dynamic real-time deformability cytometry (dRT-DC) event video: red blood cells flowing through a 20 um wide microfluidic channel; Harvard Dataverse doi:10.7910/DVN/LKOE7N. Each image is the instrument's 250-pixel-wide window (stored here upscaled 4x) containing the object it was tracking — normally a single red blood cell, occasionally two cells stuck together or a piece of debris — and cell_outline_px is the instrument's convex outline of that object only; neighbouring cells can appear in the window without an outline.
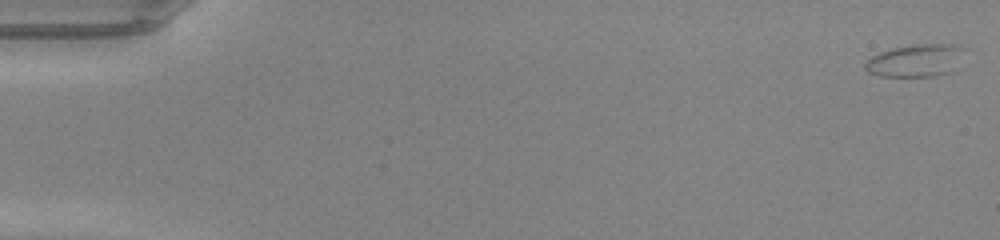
{"species": "common noctule bat (a hibernating species)", "species_latin": "Nyctalus noctula", "temperature_condition": "warm", "stored_images_in_passage": 49, "camera_frame_rate_fps": 3000, "um_per_image_px": 0.085, "animal": {"sex": "male", "body_mass_g": 20.0, "forearm_length_mm": 53.3}, "frame": {"image": 1, "passage_image": 1, "time_ms": 0.0, "image_size_px": [1000, 240], "cell_outline_px": [[968, 48], [948, 72], [936, 76], [880, 76], [868, 72], [864, 68], [864, 64], [872, 56], [880, 52], [892, 48], [912, 44], [960, 44]], "centroid_in_image_um": [77.82, 5.12], "position_along_channel_um": 7.2, "area_um2": 18.79}}
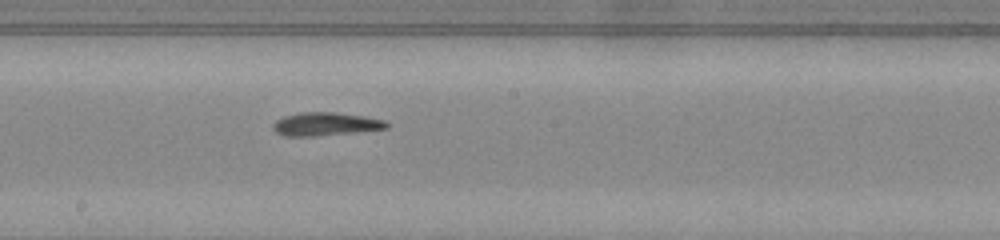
{"frame": {"image": 2, "passage_image": 28, "time_ms": 9.0, "image_size_px": [1000, 240], "cell_outline_px": [[388, 128], [316, 136], [284, 136], [276, 132], [272, 128], [272, 124], [276, 120], [284, 116], [300, 112], [336, 112], [364, 116], [384, 120], [388, 124]], "centroid_in_image_um": [27.62, 10.54], "position_along_channel_um": 220.6, "area_um2": 15.32}}
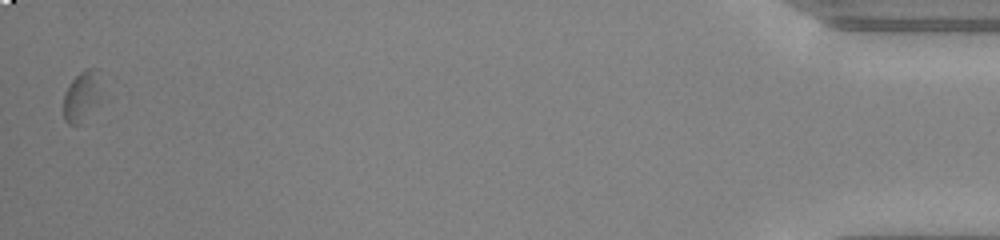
{"frame": {"image": 3, "passage_image": 49, "time_ms": 16.0, "image_size_px": [1000, 240], "cell_outline_px": [[100, 100], [76, 124], [68, 124], [64, 120], [64, 92], [68, 84], [80, 72], [88, 68], [100, 68]], "centroid_in_image_um": [6.95, 8.08], "position_along_channel_um": 428.3, "area_um2": 10.87}, "authors_computed_cell_mechanics": {"area_um2": 15.317, "velocity_mm_per_s": 4.2154, "shape_relaxation_time_tau1_ms": 1.3277, "shape_relaxation_time_tau2_ms": 6.7993, "deformation_change_tau1": 0.1391, "deformation_change_tau2": 0.2071}}